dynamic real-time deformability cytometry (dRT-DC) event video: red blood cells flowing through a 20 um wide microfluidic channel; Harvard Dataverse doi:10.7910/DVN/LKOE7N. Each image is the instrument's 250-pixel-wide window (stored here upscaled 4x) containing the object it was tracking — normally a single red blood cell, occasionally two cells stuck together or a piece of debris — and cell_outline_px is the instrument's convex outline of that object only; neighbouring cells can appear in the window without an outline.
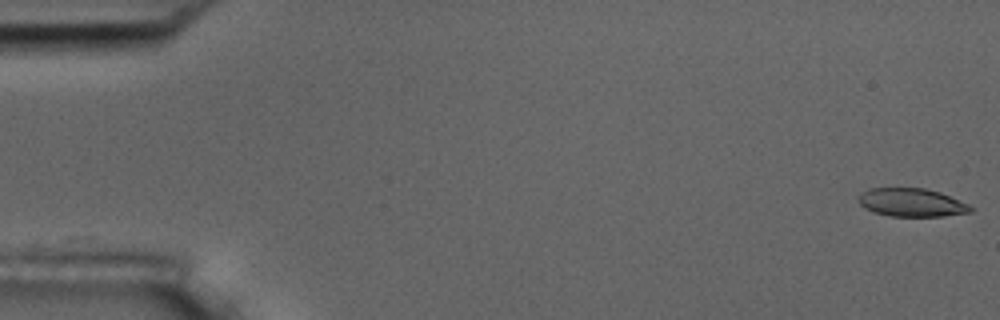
{"species": "common noctule bat (a hibernating species)", "species_latin": "Nyctalus noctula", "temperature_condition": "room temperature", "stored_images_in_passage": 54, "camera_frame_rate_fps": 3000, "um_per_image_px": 0.085, "animal": {"sex": "male", "body_mass_g": 17.5, "forearm_length_mm": 52.3}, "frame": {"image": 1, "passage_image": 1, "time_ms": 0.0, "image_size_px": [1000, 320], "cell_outline_px": [[976, 208], [972, 212], [944, 216], [888, 216], [872, 212], [864, 208], [860, 204], [860, 192], [868, 188], [924, 188], [940, 192], [968, 204]], "centroid_in_image_um": [77.5, 17.22], "position_along_channel_um": 7.5, "area_um2": 18.61}}
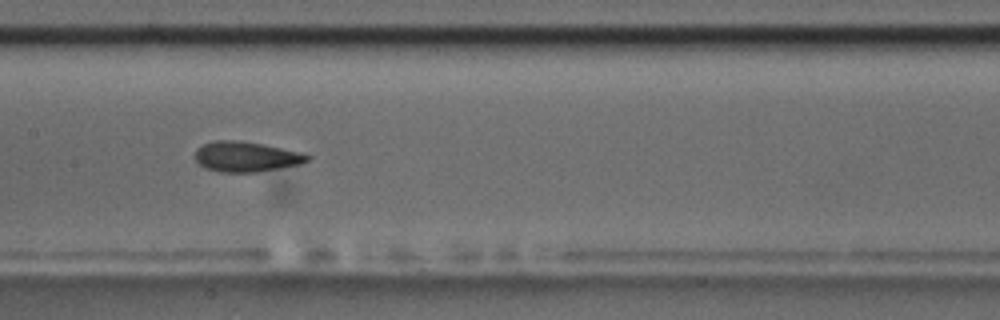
{"frame": {"image": 2, "passage_image": 27, "time_ms": 8.667, "image_size_px": [1000, 320], "cell_outline_px": [[312, 156], [308, 160], [300, 164], [256, 172], [220, 172], [204, 168], [196, 160], [196, 148], [204, 144], [216, 140], [240, 140], [264, 144], [308, 152]], "centroid_in_image_um": [20.98, 13.3], "position_along_channel_um": 186.4, "area_um2": 20.06}}
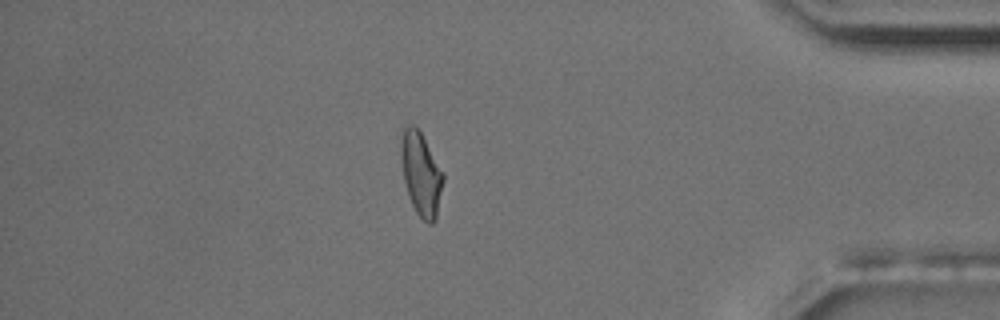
{"frame": {"image": 3, "passage_image": 47, "time_ms": 15.333, "image_size_px": [1000, 320], "cell_outline_px": [[444, 180], [436, 220], [432, 224], [428, 224], [416, 212], [412, 204], [404, 180], [400, 156], [400, 144], [404, 128], [408, 124], [412, 124], [420, 132], [444, 172]], "centroid_in_image_um": [35.8, 14.79], "position_along_channel_um": 399.4, "area_um2": 20.4}, "authors_computed_cell_mechanics": {"area_um2": 19.7676, "velocity_mm_per_s": 3.737, "shape_relaxation_time_tau1_ms": 8.1907, "shape_relaxation_time_tau2_ms": 2.0379, "deformation_change_tau1": 0.2003, "deformation_change_tau2": 0.0901}}